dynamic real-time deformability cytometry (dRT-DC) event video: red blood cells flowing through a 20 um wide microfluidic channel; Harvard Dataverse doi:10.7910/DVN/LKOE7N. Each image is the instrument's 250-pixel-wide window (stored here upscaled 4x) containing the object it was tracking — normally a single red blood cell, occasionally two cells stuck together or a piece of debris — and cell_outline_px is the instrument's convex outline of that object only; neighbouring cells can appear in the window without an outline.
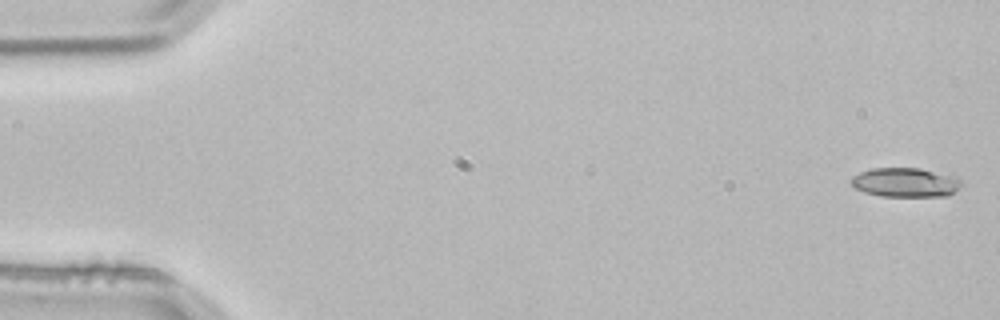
{"species": "common noctule bat (a hibernating species)", "species_latin": "Nyctalus noctula", "temperature_condition": "room temperature", "stored_images_in_passage": 3, "camera_frame_rate_fps": 3000, "um_per_image_px": 0.085, "animal": {"sex": "male", "body_mass_g": 21.5, "forearm_length_mm": 52.0}, "frame": {"image": 1, "passage_image": 3, "time_ms": 0.667, "image_size_px": [1000, 320], "cell_outline_px": [[964, 184], [960, 188], [948, 196], [880, 196], [864, 192], [856, 188], [852, 184], [852, 176], [860, 172], [872, 168], [920, 168], [956, 176]], "centroid_in_image_um": [77.0, 15.5], "position_along_channel_um": 8.0, "area_um2": 18.9}}